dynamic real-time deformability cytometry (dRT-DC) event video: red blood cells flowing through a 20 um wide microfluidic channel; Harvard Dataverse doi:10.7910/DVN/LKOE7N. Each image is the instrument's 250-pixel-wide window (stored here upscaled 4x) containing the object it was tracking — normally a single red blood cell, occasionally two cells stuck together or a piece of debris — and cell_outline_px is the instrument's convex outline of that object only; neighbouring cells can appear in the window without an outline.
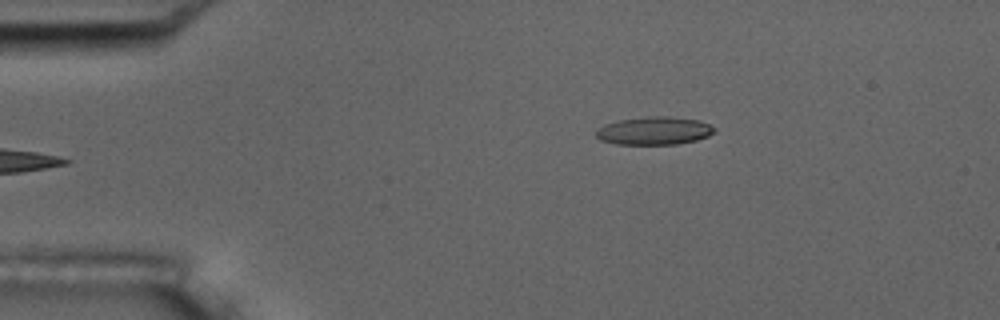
{"species": "common noctule bat (a hibernating species)", "species_latin": "Nyctalus noctula", "temperature_condition": "room temperature", "stored_images_in_passage": 5, "camera_frame_rate_fps": 3000, "um_per_image_px": 0.085, "animal": {"sex": "male", "body_mass_g": 17.5, "forearm_length_mm": 52.3}, "frame": {"image": 1, "passage_image": 5, "time_ms": 1.333, "image_size_px": [1000, 320], "cell_outline_px": [[716, 132], [708, 136], [696, 140], [676, 144], [616, 144], [600, 140], [596, 136], [596, 128], [604, 124], [620, 120], [648, 116], [668, 116], [700, 120], [716, 128]], "centroid_in_image_um": [55.61, 11.11], "position_along_channel_um": 29.4, "area_um2": 19.42}}